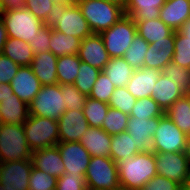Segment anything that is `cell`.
<instances>
[{
  "label": "cell",
  "mask_w": 190,
  "mask_h": 190,
  "mask_svg": "<svg viewBox=\"0 0 190 190\" xmlns=\"http://www.w3.org/2000/svg\"><path fill=\"white\" fill-rule=\"evenodd\" d=\"M134 143L132 135L127 131L112 135L110 157L115 163L133 157L140 152Z\"/></svg>",
  "instance_id": "cell-31"
},
{
  "label": "cell",
  "mask_w": 190,
  "mask_h": 190,
  "mask_svg": "<svg viewBox=\"0 0 190 190\" xmlns=\"http://www.w3.org/2000/svg\"><path fill=\"white\" fill-rule=\"evenodd\" d=\"M32 167L31 159L0 163V183L5 190H28Z\"/></svg>",
  "instance_id": "cell-12"
},
{
  "label": "cell",
  "mask_w": 190,
  "mask_h": 190,
  "mask_svg": "<svg viewBox=\"0 0 190 190\" xmlns=\"http://www.w3.org/2000/svg\"><path fill=\"white\" fill-rule=\"evenodd\" d=\"M161 73L176 82L185 93L190 92V69L170 62L162 68Z\"/></svg>",
  "instance_id": "cell-41"
},
{
  "label": "cell",
  "mask_w": 190,
  "mask_h": 190,
  "mask_svg": "<svg viewBox=\"0 0 190 190\" xmlns=\"http://www.w3.org/2000/svg\"><path fill=\"white\" fill-rule=\"evenodd\" d=\"M3 10H19L25 8L26 0H1Z\"/></svg>",
  "instance_id": "cell-50"
},
{
  "label": "cell",
  "mask_w": 190,
  "mask_h": 190,
  "mask_svg": "<svg viewBox=\"0 0 190 190\" xmlns=\"http://www.w3.org/2000/svg\"><path fill=\"white\" fill-rule=\"evenodd\" d=\"M187 135L182 132L174 122L164 114L159 121L152 139L153 152H184Z\"/></svg>",
  "instance_id": "cell-10"
},
{
  "label": "cell",
  "mask_w": 190,
  "mask_h": 190,
  "mask_svg": "<svg viewBox=\"0 0 190 190\" xmlns=\"http://www.w3.org/2000/svg\"><path fill=\"white\" fill-rule=\"evenodd\" d=\"M185 91L170 78L161 73L152 90V98L165 112L176 100L185 95Z\"/></svg>",
  "instance_id": "cell-22"
},
{
  "label": "cell",
  "mask_w": 190,
  "mask_h": 190,
  "mask_svg": "<svg viewBox=\"0 0 190 190\" xmlns=\"http://www.w3.org/2000/svg\"><path fill=\"white\" fill-rule=\"evenodd\" d=\"M2 13H3V8H2L1 0H0V17L2 15Z\"/></svg>",
  "instance_id": "cell-60"
},
{
  "label": "cell",
  "mask_w": 190,
  "mask_h": 190,
  "mask_svg": "<svg viewBox=\"0 0 190 190\" xmlns=\"http://www.w3.org/2000/svg\"><path fill=\"white\" fill-rule=\"evenodd\" d=\"M154 154L157 174L178 183L182 187L185 186L190 171L185 152H154Z\"/></svg>",
  "instance_id": "cell-11"
},
{
  "label": "cell",
  "mask_w": 190,
  "mask_h": 190,
  "mask_svg": "<svg viewBox=\"0 0 190 190\" xmlns=\"http://www.w3.org/2000/svg\"><path fill=\"white\" fill-rule=\"evenodd\" d=\"M115 87H125L129 83L134 69L123 57L110 58L106 66L102 69Z\"/></svg>",
  "instance_id": "cell-28"
},
{
  "label": "cell",
  "mask_w": 190,
  "mask_h": 190,
  "mask_svg": "<svg viewBox=\"0 0 190 190\" xmlns=\"http://www.w3.org/2000/svg\"><path fill=\"white\" fill-rule=\"evenodd\" d=\"M23 128L27 143L32 151L54 146L60 142L58 121L56 120L29 115Z\"/></svg>",
  "instance_id": "cell-5"
},
{
  "label": "cell",
  "mask_w": 190,
  "mask_h": 190,
  "mask_svg": "<svg viewBox=\"0 0 190 190\" xmlns=\"http://www.w3.org/2000/svg\"><path fill=\"white\" fill-rule=\"evenodd\" d=\"M78 56L81 61L102 71L110 56L100 34L93 33L81 41Z\"/></svg>",
  "instance_id": "cell-15"
},
{
  "label": "cell",
  "mask_w": 190,
  "mask_h": 190,
  "mask_svg": "<svg viewBox=\"0 0 190 190\" xmlns=\"http://www.w3.org/2000/svg\"><path fill=\"white\" fill-rule=\"evenodd\" d=\"M137 34L151 44L157 40L171 36L175 31L167 26L159 17L153 20H134Z\"/></svg>",
  "instance_id": "cell-27"
},
{
  "label": "cell",
  "mask_w": 190,
  "mask_h": 190,
  "mask_svg": "<svg viewBox=\"0 0 190 190\" xmlns=\"http://www.w3.org/2000/svg\"><path fill=\"white\" fill-rule=\"evenodd\" d=\"M175 32L168 37L157 40L148 46L144 67L162 70L172 62L174 55Z\"/></svg>",
  "instance_id": "cell-18"
},
{
  "label": "cell",
  "mask_w": 190,
  "mask_h": 190,
  "mask_svg": "<svg viewBox=\"0 0 190 190\" xmlns=\"http://www.w3.org/2000/svg\"><path fill=\"white\" fill-rule=\"evenodd\" d=\"M8 39L7 30L5 28L4 22L0 17V54L3 52L4 44Z\"/></svg>",
  "instance_id": "cell-51"
},
{
  "label": "cell",
  "mask_w": 190,
  "mask_h": 190,
  "mask_svg": "<svg viewBox=\"0 0 190 190\" xmlns=\"http://www.w3.org/2000/svg\"><path fill=\"white\" fill-rule=\"evenodd\" d=\"M19 65L13 60L5 56L3 53L0 54V84H10L14 76L16 75Z\"/></svg>",
  "instance_id": "cell-48"
},
{
  "label": "cell",
  "mask_w": 190,
  "mask_h": 190,
  "mask_svg": "<svg viewBox=\"0 0 190 190\" xmlns=\"http://www.w3.org/2000/svg\"><path fill=\"white\" fill-rule=\"evenodd\" d=\"M1 18L7 30V36L30 43L39 29L45 24L28 9L3 10Z\"/></svg>",
  "instance_id": "cell-7"
},
{
  "label": "cell",
  "mask_w": 190,
  "mask_h": 190,
  "mask_svg": "<svg viewBox=\"0 0 190 190\" xmlns=\"http://www.w3.org/2000/svg\"><path fill=\"white\" fill-rule=\"evenodd\" d=\"M31 160L33 167L56 178L64 174L65 165L57 145L33 151Z\"/></svg>",
  "instance_id": "cell-19"
},
{
  "label": "cell",
  "mask_w": 190,
  "mask_h": 190,
  "mask_svg": "<svg viewBox=\"0 0 190 190\" xmlns=\"http://www.w3.org/2000/svg\"><path fill=\"white\" fill-rule=\"evenodd\" d=\"M10 84L13 94L27 105L31 104L42 88L41 82L35 76L31 66H20Z\"/></svg>",
  "instance_id": "cell-17"
},
{
  "label": "cell",
  "mask_w": 190,
  "mask_h": 190,
  "mask_svg": "<svg viewBox=\"0 0 190 190\" xmlns=\"http://www.w3.org/2000/svg\"><path fill=\"white\" fill-rule=\"evenodd\" d=\"M164 114L165 112L152 97L137 99L130 112V116L142 119L162 117Z\"/></svg>",
  "instance_id": "cell-38"
},
{
  "label": "cell",
  "mask_w": 190,
  "mask_h": 190,
  "mask_svg": "<svg viewBox=\"0 0 190 190\" xmlns=\"http://www.w3.org/2000/svg\"><path fill=\"white\" fill-rule=\"evenodd\" d=\"M159 18L174 31L190 18V0H166Z\"/></svg>",
  "instance_id": "cell-23"
},
{
  "label": "cell",
  "mask_w": 190,
  "mask_h": 190,
  "mask_svg": "<svg viewBox=\"0 0 190 190\" xmlns=\"http://www.w3.org/2000/svg\"><path fill=\"white\" fill-rule=\"evenodd\" d=\"M178 31L185 37H187V40H190V18L184 22L181 27L178 29Z\"/></svg>",
  "instance_id": "cell-53"
},
{
  "label": "cell",
  "mask_w": 190,
  "mask_h": 190,
  "mask_svg": "<svg viewBox=\"0 0 190 190\" xmlns=\"http://www.w3.org/2000/svg\"><path fill=\"white\" fill-rule=\"evenodd\" d=\"M181 190H190V171H189V175H188V180L185 186H183L181 188Z\"/></svg>",
  "instance_id": "cell-56"
},
{
  "label": "cell",
  "mask_w": 190,
  "mask_h": 190,
  "mask_svg": "<svg viewBox=\"0 0 190 190\" xmlns=\"http://www.w3.org/2000/svg\"><path fill=\"white\" fill-rule=\"evenodd\" d=\"M44 24L65 35H72L82 40L93 34L78 5L55 3Z\"/></svg>",
  "instance_id": "cell-2"
},
{
  "label": "cell",
  "mask_w": 190,
  "mask_h": 190,
  "mask_svg": "<svg viewBox=\"0 0 190 190\" xmlns=\"http://www.w3.org/2000/svg\"><path fill=\"white\" fill-rule=\"evenodd\" d=\"M2 53L19 66H31L35 55L28 42L11 37L6 40Z\"/></svg>",
  "instance_id": "cell-29"
},
{
  "label": "cell",
  "mask_w": 190,
  "mask_h": 190,
  "mask_svg": "<svg viewBox=\"0 0 190 190\" xmlns=\"http://www.w3.org/2000/svg\"><path fill=\"white\" fill-rule=\"evenodd\" d=\"M79 142L89 152L91 157H110L111 135L102 128L88 127Z\"/></svg>",
  "instance_id": "cell-21"
},
{
  "label": "cell",
  "mask_w": 190,
  "mask_h": 190,
  "mask_svg": "<svg viewBox=\"0 0 190 190\" xmlns=\"http://www.w3.org/2000/svg\"><path fill=\"white\" fill-rule=\"evenodd\" d=\"M61 92L65 100L66 110H82L87 96L82 94L74 84L61 85Z\"/></svg>",
  "instance_id": "cell-44"
},
{
  "label": "cell",
  "mask_w": 190,
  "mask_h": 190,
  "mask_svg": "<svg viewBox=\"0 0 190 190\" xmlns=\"http://www.w3.org/2000/svg\"><path fill=\"white\" fill-rule=\"evenodd\" d=\"M60 84L42 86L29 105V115L47 117L58 121L66 111Z\"/></svg>",
  "instance_id": "cell-9"
},
{
  "label": "cell",
  "mask_w": 190,
  "mask_h": 190,
  "mask_svg": "<svg viewBox=\"0 0 190 190\" xmlns=\"http://www.w3.org/2000/svg\"><path fill=\"white\" fill-rule=\"evenodd\" d=\"M0 190H5L4 186H2V184L0 183Z\"/></svg>",
  "instance_id": "cell-61"
},
{
  "label": "cell",
  "mask_w": 190,
  "mask_h": 190,
  "mask_svg": "<svg viewBox=\"0 0 190 190\" xmlns=\"http://www.w3.org/2000/svg\"><path fill=\"white\" fill-rule=\"evenodd\" d=\"M81 60L78 54L58 57L57 60V80L58 84H74Z\"/></svg>",
  "instance_id": "cell-33"
},
{
  "label": "cell",
  "mask_w": 190,
  "mask_h": 190,
  "mask_svg": "<svg viewBox=\"0 0 190 190\" xmlns=\"http://www.w3.org/2000/svg\"><path fill=\"white\" fill-rule=\"evenodd\" d=\"M32 153L25 137L23 124L4 123L0 128V163L31 159Z\"/></svg>",
  "instance_id": "cell-6"
},
{
  "label": "cell",
  "mask_w": 190,
  "mask_h": 190,
  "mask_svg": "<svg viewBox=\"0 0 190 190\" xmlns=\"http://www.w3.org/2000/svg\"><path fill=\"white\" fill-rule=\"evenodd\" d=\"M57 180L58 178L32 167L28 190H56Z\"/></svg>",
  "instance_id": "cell-43"
},
{
  "label": "cell",
  "mask_w": 190,
  "mask_h": 190,
  "mask_svg": "<svg viewBox=\"0 0 190 190\" xmlns=\"http://www.w3.org/2000/svg\"><path fill=\"white\" fill-rule=\"evenodd\" d=\"M109 107L107 103L87 97L82 110L89 127L101 128Z\"/></svg>",
  "instance_id": "cell-35"
},
{
  "label": "cell",
  "mask_w": 190,
  "mask_h": 190,
  "mask_svg": "<svg viewBox=\"0 0 190 190\" xmlns=\"http://www.w3.org/2000/svg\"><path fill=\"white\" fill-rule=\"evenodd\" d=\"M57 147L60 151L65 175L85 176L91 155L80 142H59Z\"/></svg>",
  "instance_id": "cell-13"
},
{
  "label": "cell",
  "mask_w": 190,
  "mask_h": 190,
  "mask_svg": "<svg viewBox=\"0 0 190 190\" xmlns=\"http://www.w3.org/2000/svg\"><path fill=\"white\" fill-rule=\"evenodd\" d=\"M52 27L44 25L39 29L33 41H31L30 47L34 54L45 53L49 51V41L51 37Z\"/></svg>",
  "instance_id": "cell-47"
},
{
  "label": "cell",
  "mask_w": 190,
  "mask_h": 190,
  "mask_svg": "<svg viewBox=\"0 0 190 190\" xmlns=\"http://www.w3.org/2000/svg\"><path fill=\"white\" fill-rule=\"evenodd\" d=\"M117 190H127V189H124V188H118Z\"/></svg>",
  "instance_id": "cell-62"
},
{
  "label": "cell",
  "mask_w": 190,
  "mask_h": 190,
  "mask_svg": "<svg viewBox=\"0 0 190 190\" xmlns=\"http://www.w3.org/2000/svg\"><path fill=\"white\" fill-rule=\"evenodd\" d=\"M165 114L182 132L190 134V98L187 94L176 100Z\"/></svg>",
  "instance_id": "cell-32"
},
{
  "label": "cell",
  "mask_w": 190,
  "mask_h": 190,
  "mask_svg": "<svg viewBox=\"0 0 190 190\" xmlns=\"http://www.w3.org/2000/svg\"><path fill=\"white\" fill-rule=\"evenodd\" d=\"M105 1L109 2L113 5H116V6L120 7L121 9H123L124 11H126V7H127L129 0H105Z\"/></svg>",
  "instance_id": "cell-54"
},
{
  "label": "cell",
  "mask_w": 190,
  "mask_h": 190,
  "mask_svg": "<svg viewBox=\"0 0 190 190\" xmlns=\"http://www.w3.org/2000/svg\"><path fill=\"white\" fill-rule=\"evenodd\" d=\"M56 190H88L85 176L63 174L57 180Z\"/></svg>",
  "instance_id": "cell-45"
},
{
  "label": "cell",
  "mask_w": 190,
  "mask_h": 190,
  "mask_svg": "<svg viewBox=\"0 0 190 190\" xmlns=\"http://www.w3.org/2000/svg\"><path fill=\"white\" fill-rule=\"evenodd\" d=\"M88 190L120 188L117 163L111 157H91L85 174Z\"/></svg>",
  "instance_id": "cell-4"
},
{
  "label": "cell",
  "mask_w": 190,
  "mask_h": 190,
  "mask_svg": "<svg viewBox=\"0 0 190 190\" xmlns=\"http://www.w3.org/2000/svg\"><path fill=\"white\" fill-rule=\"evenodd\" d=\"M136 98L128 91L127 87H116L108 102L109 106L130 115Z\"/></svg>",
  "instance_id": "cell-39"
},
{
  "label": "cell",
  "mask_w": 190,
  "mask_h": 190,
  "mask_svg": "<svg viewBox=\"0 0 190 190\" xmlns=\"http://www.w3.org/2000/svg\"><path fill=\"white\" fill-rule=\"evenodd\" d=\"M84 0H68V4L78 5L79 3L83 2Z\"/></svg>",
  "instance_id": "cell-57"
},
{
  "label": "cell",
  "mask_w": 190,
  "mask_h": 190,
  "mask_svg": "<svg viewBox=\"0 0 190 190\" xmlns=\"http://www.w3.org/2000/svg\"><path fill=\"white\" fill-rule=\"evenodd\" d=\"M89 124L83 110H66L58 119L60 142H79Z\"/></svg>",
  "instance_id": "cell-14"
},
{
  "label": "cell",
  "mask_w": 190,
  "mask_h": 190,
  "mask_svg": "<svg viewBox=\"0 0 190 190\" xmlns=\"http://www.w3.org/2000/svg\"><path fill=\"white\" fill-rule=\"evenodd\" d=\"M136 34L135 21L127 15L100 33L110 58L123 57Z\"/></svg>",
  "instance_id": "cell-8"
},
{
  "label": "cell",
  "mask_w": 190,
  "mask_h": 190,
  "mask_svg": "<svg viewBox=\"0 0 190 190\" xmlns=\"http://www.w3.org/2000/svg\"><path fill=\"white\" fill-rule=\"evenodd\" d=\"M56 3H67L68 4V0H52Z\"/></svg>",
  "instance_id": "cell-58"
},
{
  "label": "cell",
  "mask_w": 190,
  "mask_h": 190,
  "mask_svg": "<svg viewBox=\"0 0 190 190\" xmlns=\"http://www.w3.org/2000/svg\"><path fill=\"white\" fill-rule=\"evenodd\" d=\"M13 90L11 87V84L8 83H3L0 84V101L2 99H6L7 97L12 96Z\"/></svg>",
  "instance_id": "cell-52"
},
{
  "label": "cell",
  "mask_w": 190,
  "mask_h": 190,
  "mask_svg": "<svg viewBox=\"0 0 190 190\" xmlns=\"http://www.w3.org/2000/svg\"><path fill=\"white\" fill-rule=\"evenodd\" d=\"M149 43L139 36L135 35L131 45L123 55V59L134 69H142L144 67L145 54L148 50Z\"/></svg>",
  "instance_id": "cell-34"
},
{
  "label": "cell",
  "mask_w": 190,
  "mask_h": 190,
  "mask_svg": "<svg viewBox=\"0 0 190 190\" xmlns=\"http://www.w3.org/2000/svg\"><path fill=\"white\" fill-rule=\"evenodd\" d=\"M172 62L178 66L190 69V40L178 30L175 31L174 55Z\"/></svg>",
  "instance_id": "cell-40"
},
{
  "label": "cell",
  "mask_w": 190,
  "mask_h": 190,
  "mask_svg": "<svg viewBox=\"0 0 190 190\" xmlns=\"http://www.w3.org/2000/svg\"><path fill=\"white\" fill-rule=\"evenodd\" d=\"M115 88L108 76L101 71L88 97L108 104Z\"/></svg>",
  "instance_id": "cell-42"
},
{
  "label": "cell",
  "mask_w": 190,
  "mask_h": 190,
  "mask_svg": "<svg viewBox=\"0 0 190 190\" xmlns=\"http://www.w3.org/2000/svg\"><path fill=\"white\" fill-rule=\"evenodd\" d=\"M166 0H129L125 15L133 20H153L159 17Z\"/></svg>",
  "instance_id": "cell-26"
},
{
  "label": "cell",
  "mask_w": 190,
  "mask_h": 190,
  "mask_svg": "<svg viewBox=\"0 0 190 190\" xmlns=\"http://www.w3.org/2000/svg\"><path fill=\"white\" fill-rule=\"evenodd\" d=\"M160 118L142 119L129 116L126 131L132 135L134 144L140 152L151 150L152 139L159 125Z\"/></svg>",
  "instance_id": "cell-16"
},
{
  "label": "cell",
  "mask_w": 190,
  "mask_h": 190,
  "mask_svg": "<svg viewBox=\"0 0 190 190\" xmlns=\"http://www.w3.org/2000/svg\"><path fill=\"white\" fill-rule=\"evenodd\" d=\"M185 155H186V158L188 160V163L190 165V134L187 135V139H186V147H185Z\"/></svg>",
  "instance_id": "cell-55"
},
{
  "label": "cell",
  "mask_w": 190,
  "mask_h": 190,
  "mask_svg": "<svg viewBox=\"0 0 190 190\" xmlns=\"http://www.w3.org/2000/svg\"><path fill=\"white\" fill-rule=\"evenodd\" d=\"M57 60L58 57L50 51L34 55L31 67L42 86L58 84Z\"/></svg>",
  "instance_id": "cell-24"
},
{
  "label": "cell",
  "mask_w": 190,
  "mask_h": 190,
  "mask_svg": "<svg viewBox=\"0 0 190 190\" xmlns=\"http://www.w3.org/2000/svg\"><path fill=\"white\" fill-rule=\"evenodd\" d=\"M120 188L141 190L155 175L156 157L153 151L139 152L117 163Z\"/></svg>",
  "instance_id": "cell-1"
},
{
  "label": "cell",
  "mask_w": 190,
  "mask_h": 190,
  "mask_svg": "<svg viewBox=\"0 0 190 190\" xmlns=\"http://www.w3.org/2000/svg\"><path fill=\"white\" fill-rule=\"evenodd\" d=\"M181 188L178 183L157 174L141 190H181Z\"/></svg>",
  "instance_id": "cell-49"
},
{
  "label": "cell",
  "mask_w": 190,
  "mask_h": 190,
  "mask_svg": "<svg viewBox=\"0 0 190 190\" xmlns=\"http://www.w3.org/2000/svg\"><path fill=\"white\" fill-rule=\"evenodd\" d=\"M100 72L101 70L81 61L74 86L88 97Z\"/></svg>",
  "instance_id": "cell-36"
},
{
  "label": "cell",
  "mask_w": 190,
  "mask_h": 190,
  "mask_svg": "<svg viewBox=\"0 0 190 190\" xmlns=\"http://www.w3.org/2000/svg\"><path fill=\"white\" fill-rule=\"evenodd\" d=\"M55 3L52 0H26L25 8L39 20L45 22L49 11Z\"/></svg>",
  "instance_id": "cell-46"
},
{
  "label": "cell",
  "mask_w": 190,
  "mask_h": 190,
  "mask_svg": "<svg viewBox=\"0 0 190 190\" xmlns=\"http://www.w3.org/2000/svg\"><path fill=\"white\" fill-rule=\"evenodd\" d=\"M3 124H4V122H3L2 115H1V112H0V128L2 127Z\"/></svg>",
  "instance_id": "cell-59"
},
{
  "label": "cell",
  "mask_w": 190,
  "mask_h": 190,
  "mask_svg": "<svg viewBox=\"0 0 190 190\" xmlns=\"http://www.w3.org/2000/svg\"><path fill=\"white\" fill-rule=\"evenodd\" d=\"M78 7L92 32L97 34L109 29L125 15L123 9L105 0H84Z\"/></svg>",
  "instance_id": "cell-3"
},
{
  "label": "cell",
  "mask_w": 190,
  "mask_h": 190,
  "mask_svg": "<svg viewBox=\"0 0 190 190\" xmlns=\"http://www.w3.org/2000/svg\"><path fill=\"white\" fill-rule=\"evenodd\" d=\"M0 112L6 124H24L29 117V105L15 94L0 101Z\"/></svg>",
  "instance_id": "cell-25"
},
{
  "label": "cell",
  "mask_w": 190,
  "mask_h": 190,
  "mask_svg": "<svg viewBox=\"0 0 190 190\" xmlns=\"http://www.w3.org/2000/svg\"><path fill=\"white\" fill-rule=\"evenodd\" d=\"M82 39L72 35H65L57 30L52 29L49 41V51L56 57L73 55L79 53V47Z\"/></svg>",
  "instance_id": "cell-30"
},
{
  "label": "cell",
  "mask_w": 190,
  "mask_h": 190,
  "mask_svg": "<svg viewBox=\"0 0 190 190\" xmlns=\"http://www.w3.org/2000/svg\"><path fill=\"white\" fill-rule=\"evenodd\" d=\"M129 116L118 109L109 107L101 128L109 135H117L126 131Z\"/></svg>",
  "instance_id": "cell-37"
},
{
  "label": "cell",
  "mask_w": 190,
  "mask_h": 190,
  "mask_svg": "<svg viewBox=\"0 0 190 190\" xmlns=\"http://www.w3.org/2000/svg\"><path fill=\"white\" fill-rule=\"evenodd\" d=\"M161 75V70L143 67L134 70L127 84L128 91L136 98L152 97L153 86Z\"/></svg>",
  "instance_id": "cell-20"
}]
</instances>
